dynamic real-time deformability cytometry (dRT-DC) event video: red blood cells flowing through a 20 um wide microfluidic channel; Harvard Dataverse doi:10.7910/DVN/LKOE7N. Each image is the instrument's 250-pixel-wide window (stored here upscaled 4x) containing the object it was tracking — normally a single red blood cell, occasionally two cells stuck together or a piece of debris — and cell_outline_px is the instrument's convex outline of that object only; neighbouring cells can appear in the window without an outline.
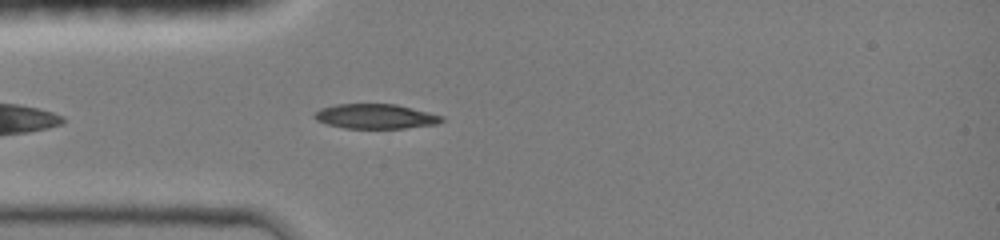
{"species": "common noctule bat (a hibernating species)", "species_latin": "Nyctalus noctula", "temperature_condition": "room temperature", "stored_images_in_passage": 8, "camera_frame_rate_fps": 3000, "um_per_image_px": 0.085, "animal": {"sex": "female", "body_mass_g": 19.0, "forearm_length_mm": 51.5}, "frame": {"image": 1, "passage_image": 5, "time_ms": 1.333, "image_size_px": [1000, 240], "cell_outline_px": [[444, 120], [436, 124], [404, 128], [344, 128], [328, 124], [316, 120], [312, 116], [320, 108], [336, 104], [396, 104], [444, 116]], "centroid_in_image_um": [31.91, 9.89], "position_along_channel_um": 53.1, "area_um2": 18.26}}